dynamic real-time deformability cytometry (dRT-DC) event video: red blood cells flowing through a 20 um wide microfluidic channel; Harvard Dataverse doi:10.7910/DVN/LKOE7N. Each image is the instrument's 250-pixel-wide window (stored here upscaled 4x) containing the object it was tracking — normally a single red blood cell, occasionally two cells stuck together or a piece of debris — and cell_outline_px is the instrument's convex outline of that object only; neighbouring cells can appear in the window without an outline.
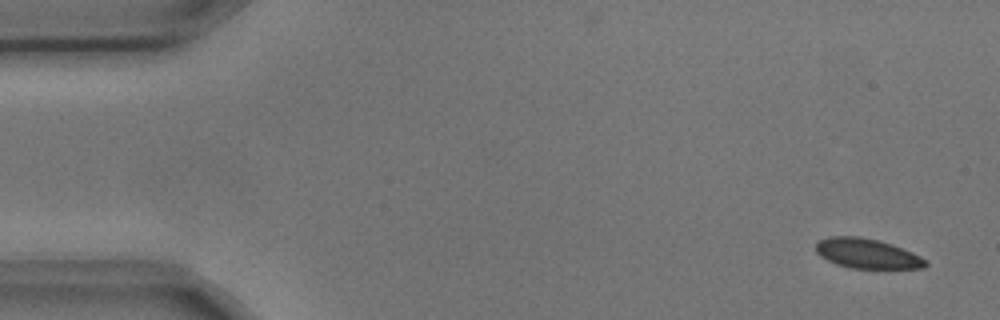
{"species": "common noctule bat (a hibernating species)", "species_latin": "Nyctalus noctula", "temperature_condition": "cold", "stored_images_in_passage": 4, "camera_frame_rate_fps": 3000, "um_per_image_px": 0.085, "animal": {"sex": "male", "body_mass_g": 17.9, "forearm_length_mm": 54.2}, "frame": {"image": 1, "passage_image": 1, "time_ms": 0.0, "image_size_px": [1000, 320], "cell_outline_px": [[928, 264], [924, 268], [852, 268], [836, 264], [820, 256], [816, 252], [816, 244], [820, 240], [828, 236], [856, 236], [876, 240], [892, 244], [912, 252], [920, 256]], "centroid_in_image_um": [73.68, 21.55], "position_along_channel_um": 11.3, "area_um2": 18.84}}
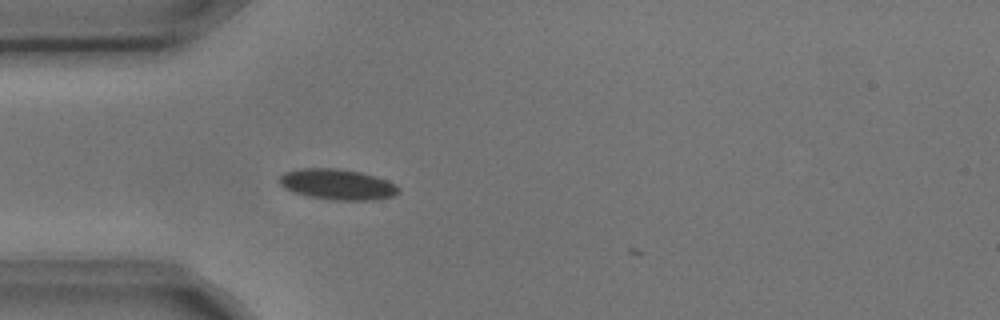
{"frame": {"image": 2, "passage_image": 4, "time_ms": 1.0, "image_size_px": [1000, 320], "cell_outline_px": [[400, 192], [392, 196], [376, 200], [332, 200], [308, 196], [292, 192], [284, 188], [280, 184], [280, 176], [284, 172], [300, 168], [336, 168], [360, 172], [396, 184], [400, 188]], "centroid_in_image_um": [28.66, 15.68], "position_along_channel_um": 56.3, "area_um2": 21.27}}